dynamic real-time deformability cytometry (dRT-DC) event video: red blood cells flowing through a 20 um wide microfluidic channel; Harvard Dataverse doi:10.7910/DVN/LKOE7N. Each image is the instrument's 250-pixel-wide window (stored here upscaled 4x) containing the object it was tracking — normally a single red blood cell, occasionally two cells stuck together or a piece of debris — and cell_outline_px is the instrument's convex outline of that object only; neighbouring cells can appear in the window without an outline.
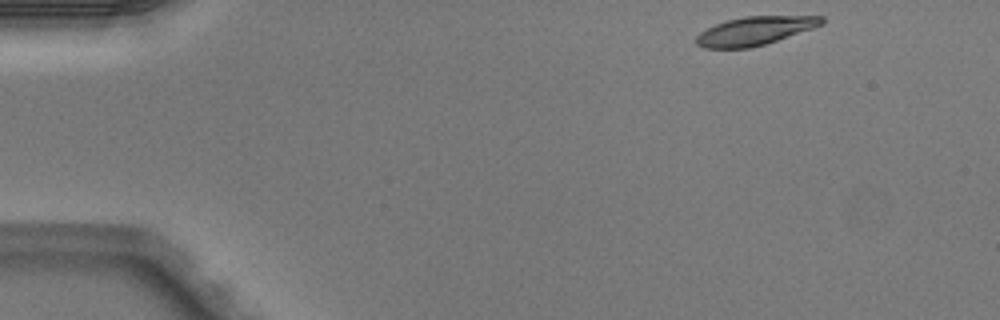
{"species": "Egyptian fruit bat (a non-hibernating species)", "species_latin": "Rousettus aegyptiacus", "temperature_condition": "warm", "stored_images_in_passage": 45, "camera_frame_rate_fps": 3000, "um_per_image_px": 0.085, "animal": {"sex": "male"}, "frame": {"image": 1, "passage_image": 1, "time_ms": 0.0, "image_size_px": [1000, 320], "cell_outline_px": [[824, 24], [764, 44], [748, 48], [704, 48], [696, 44], [696, 36], [700, 32], [716, 24], [728, 20], [744, 16], [824, 16]], "centroid_in_image_um": [64.14, 2.62], "position_along_channel_um": 20.9, "area_um2": 20.52}}
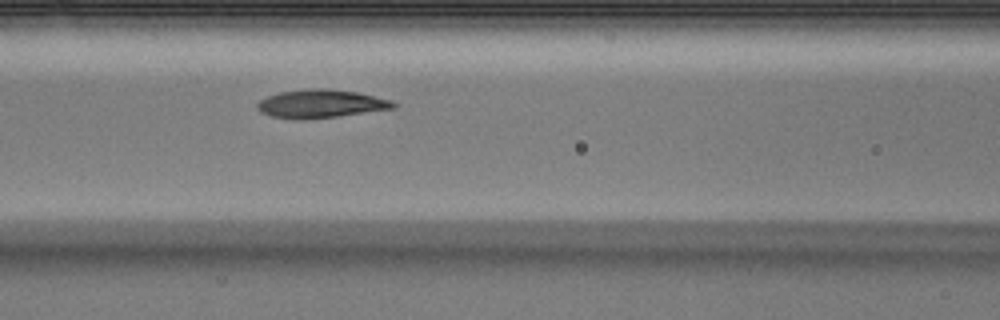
{"frame": {"image": 2, "passage_image": 17, "time_ms": 5.333, "image_size_px": [1000, 320], "cell_outline_px": [[396, 108], [336, 116], [304, 120], [296, 120], [272, 116], [260, 112], [256, 108], [256, 104], [260, 100], [268, 96], [280, 92], [312, 88], [324, 88], [356, 92], [392, 100], [396, 104]], "centroid_in_image_um": [27.24, 8.82], "position_along_channel_um": 139.4, "area_um2": 22.37}}
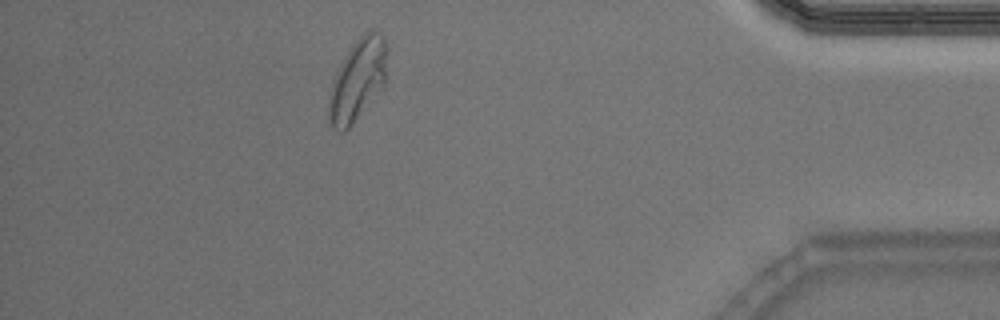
{"frame": {"image": 3, "passage_image": 40, "time_ms": 13.0, "image_size_px": [1000, 320], "cell_outline_px": [[388, 48], [384, 84], [348, 128], [344, 132], [340, 132], [332, 128], [328, 120], [328, 100], [332, 80], [340, 64], [352, 44], [364, 32], [372, 28], [384, 36]], "centroid_in_image_um": [30.38, 6.75], "position_along_channel_um": 404.8, "area_um2": 27.69}, "authors_computed_cell_mechanics": {"area_um2": 22.1952, "velocity_mm_per_s": 4.0132, "shape_relaxation_time_tau1_ms": 5.0928, "shape_relaxation_time_tau2_ms": 1.0694, "deformation_change_tau1": 0.1861, "deformation_change_tau2": 0.0561}}